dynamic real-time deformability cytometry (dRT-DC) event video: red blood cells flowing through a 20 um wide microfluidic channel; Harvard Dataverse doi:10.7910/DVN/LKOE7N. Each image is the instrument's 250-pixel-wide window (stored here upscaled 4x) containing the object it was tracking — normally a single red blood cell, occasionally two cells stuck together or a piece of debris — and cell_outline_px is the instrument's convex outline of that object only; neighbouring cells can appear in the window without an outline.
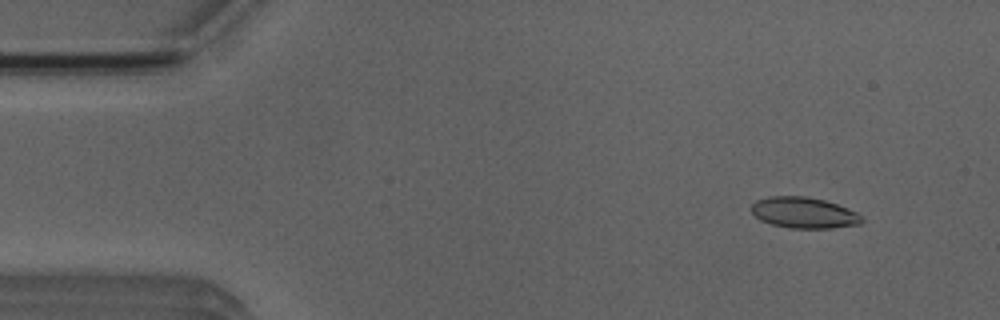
{"species": "Egyptian fruit bat (a non-hibernating species)", "species_latin": "Rousettus aegyptiacus", "temperature_condition": "room temperature", "stored_images_in_passage": 5, "camera_frame_rate_fps": 3000, "um_per_image_px": 0.085, "animal": {"sex": "male"}, "frame": {"image": 1, "passage_image": 2, "time_ms": 1.333, "image_size_px": [1000, 320], "cell_outline_px": [[864, 220], [860, 224], [832, 228], [788, 228], [772, 224], [760, 220], [752, 212], [752, 204], [756, 200], [768, 196], [804, 196], [824, 200], [848, 208], [864, 216]], "centroid_in_image_um": [68.35, 18.08], "position_along_channel_um": 16.6, "area_um2": 20.0}}